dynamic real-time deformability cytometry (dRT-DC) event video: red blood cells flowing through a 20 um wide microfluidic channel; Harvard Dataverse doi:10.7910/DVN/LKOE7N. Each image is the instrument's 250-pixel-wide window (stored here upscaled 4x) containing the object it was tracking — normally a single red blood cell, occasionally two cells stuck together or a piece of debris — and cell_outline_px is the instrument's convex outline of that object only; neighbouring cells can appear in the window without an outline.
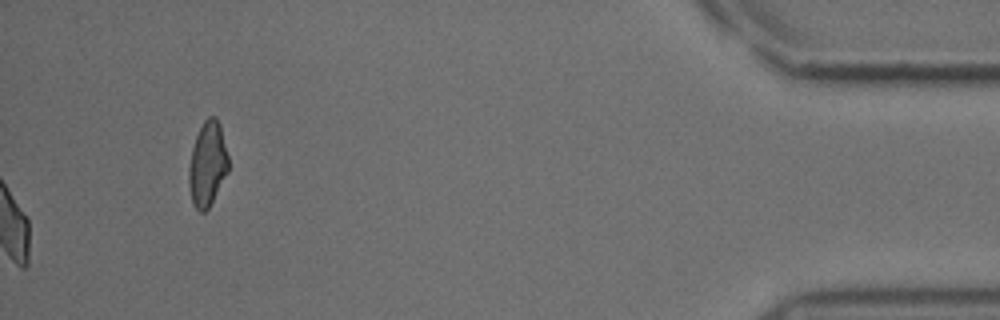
{"species": "common noctule bat (a hibernating species)", "species_latin": "Nyctalus noctula", "temperature_condition": "cold", "stored_images_in_passage": 41, "camera_frame_rate_fps": 3000, "um_per_image_px": 0.085, "animal": {"sex": "male", "body_mass_g": 18.8}, "frame": {"image": 1, "passage_image": 41, "time_ms": 13.333, "image_size_px": [1000, 320], "cell_outline_px": [[228, 172], [208, 208], [204, 212], [200, 212], [192, 204], [188, 180], [188, 168], [192, 148], [196, 136], [204, 120], [208, 116], [216, 116], [220, 124], [228, 156]], "centroid_in_image_um": [17.63, 13.93], "position_along_channel_um": 417.6, "area_um2": 19.48}, "authors_computed_cell_mechanics": {"area_um2": 20.4612, "velocity_mm_per_s": 3.7116, "shape_relaxation_time_tau1_ms": 5.0061, "shape_relaxation_time_tau2_ms": 1.8251, "deformation_change_tau1": 0.1033, "deformation_change_tau2": 0.0674}}